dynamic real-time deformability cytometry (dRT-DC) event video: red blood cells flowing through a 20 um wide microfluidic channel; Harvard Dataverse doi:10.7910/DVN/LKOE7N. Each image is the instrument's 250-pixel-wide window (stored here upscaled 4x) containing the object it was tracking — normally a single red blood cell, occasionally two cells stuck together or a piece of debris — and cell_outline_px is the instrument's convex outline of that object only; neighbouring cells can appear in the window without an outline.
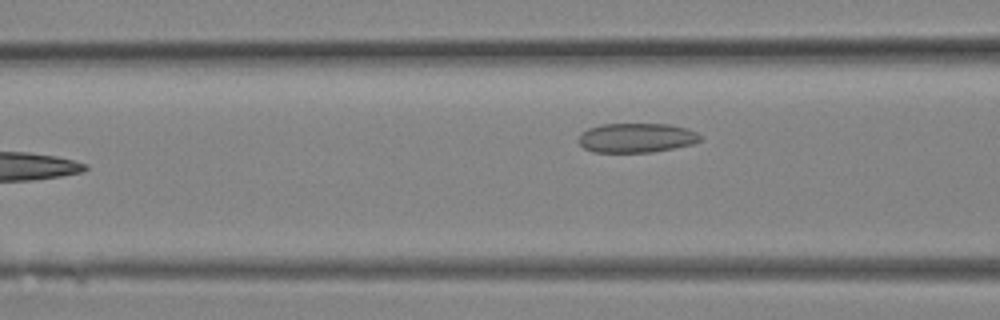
{"species": "Egyptian fruit bat (a non-hibernating species)", "species_latin": "Rousettus aegyptiacus", "temperature_condition": "room temperature", "stored_images_in_passage": 12, "camera_frame_rate_fps": 3000, "um_per_image_px": 0.085, "animal": {"sex": "female"}, "frame": {"image": 1, "passage_image": 12, "time_ms": 3.667, "image_size_px": [1000, 320], "cell_outline_px": [[700, 140], [692, 144], [652, 152], [592, 152], [584, 148], [576, 140], [580, 132], [588, 128], [600, 124], [668, 124], [688, 128], [696, 132], [700, 136]], "centroid_in_image_um": [54.03, 11.71], "position_along_channel_um": 112.6, "area_um2": 20.98}}